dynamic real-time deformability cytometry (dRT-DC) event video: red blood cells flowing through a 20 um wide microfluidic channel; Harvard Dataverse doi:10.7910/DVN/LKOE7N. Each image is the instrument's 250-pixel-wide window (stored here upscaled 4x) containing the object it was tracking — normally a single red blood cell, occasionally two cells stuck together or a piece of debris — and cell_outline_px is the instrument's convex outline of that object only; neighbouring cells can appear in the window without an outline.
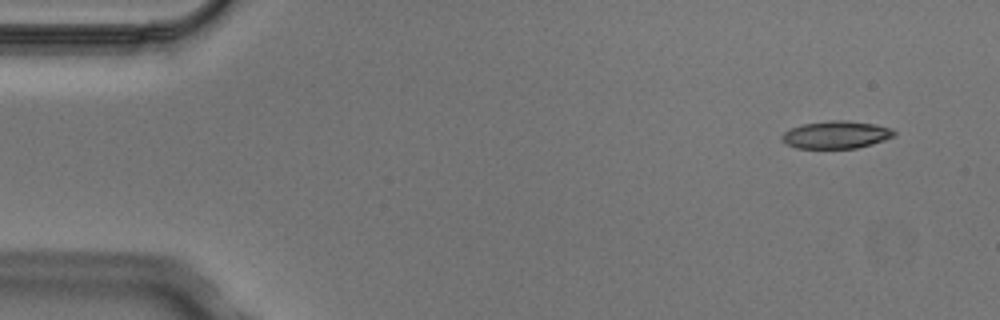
{"species": "Egyptian fruit bat (a non-hibernating species)", "species_latin": "Rousettus aegyptiacus", "temperature_condition": "cold", "stored_images_in_passage": 5, "segment_of_instrument_passage": [1, 2], "camera_frame_rate_fps": 3000, "um_per_image_px": 0.085, "animal": {"sex": "male"}, "frame": {"image": 1, "passage_image": 1, "time_ms": 0.0, "image_size_px": [1000, 320], "cell_outline_px": [[896, 136], [872, 144], [856, 148], [796, 148], [788, 144], [780, 136], [784, 132], [792, 128], [804, 124], [828, 120], [844, 120], [872, 124], [892, 128], [896, 132]], "centroid_in_image_um": [71.11, 11.45], "position_along_channel_um": 13.9, "area_um2": 17.86}}
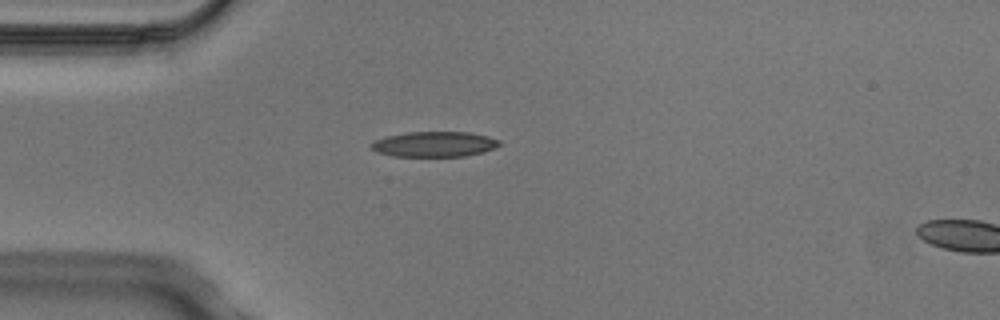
{"frame": {"image": 2, "passage_image": 4, "time_ms": 1.0, "image_size_px": [1000, 320], "cell_outline_px": [[500, 144], [492, 148], [480, 152], [464, 156], [392, 156], [376, 152], [372, 148], [372, 144], [376, 140], [388, 136], [408, 132], [468, 132], [488, 136], [500, 140]], "centroid_in_image_um": [36.91, 12.25], "position_along_channel_um": 48.1, "area_um2": 18.55}}